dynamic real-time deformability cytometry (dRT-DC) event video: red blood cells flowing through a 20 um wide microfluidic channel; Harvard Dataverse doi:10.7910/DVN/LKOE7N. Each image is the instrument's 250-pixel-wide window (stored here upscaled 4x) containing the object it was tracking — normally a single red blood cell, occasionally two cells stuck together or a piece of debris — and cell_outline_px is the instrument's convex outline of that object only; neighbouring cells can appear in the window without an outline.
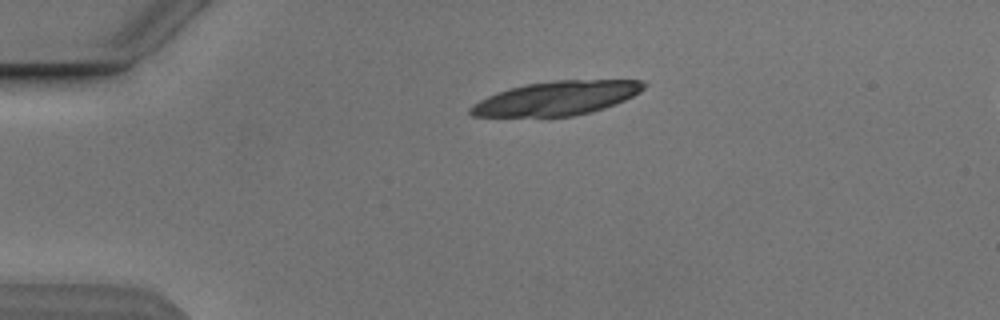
{"species": "Egyptian fruit bat (a non-hibernating species)", "species_latin": "Rousettus aegyptiacus", "temperature_condition": "cold", "stored_images_in_passage": 2, "camera_frame_rate_fps": 3000, "um_per_image_px": 0.085, "animal": {"sex": "male"}, "frame": {"image": 1, "passage_image": 1, "time_ms": 0.0, "image_size_px": [1000, 320], "cell_outline_px": [[648, 84], [640, 92], [624, 100], [604, 108], [592, 112], [572, 116], [472, 116], [468, 112], [468, 108], [472, 104], [496, 92], [508, 88], [524, 84], [552, 80], [644, 80]], "centroid_in_image_um": [47.31, 8.33], "position_along_channel_um": 37.7, "area_um2": 34.39}}